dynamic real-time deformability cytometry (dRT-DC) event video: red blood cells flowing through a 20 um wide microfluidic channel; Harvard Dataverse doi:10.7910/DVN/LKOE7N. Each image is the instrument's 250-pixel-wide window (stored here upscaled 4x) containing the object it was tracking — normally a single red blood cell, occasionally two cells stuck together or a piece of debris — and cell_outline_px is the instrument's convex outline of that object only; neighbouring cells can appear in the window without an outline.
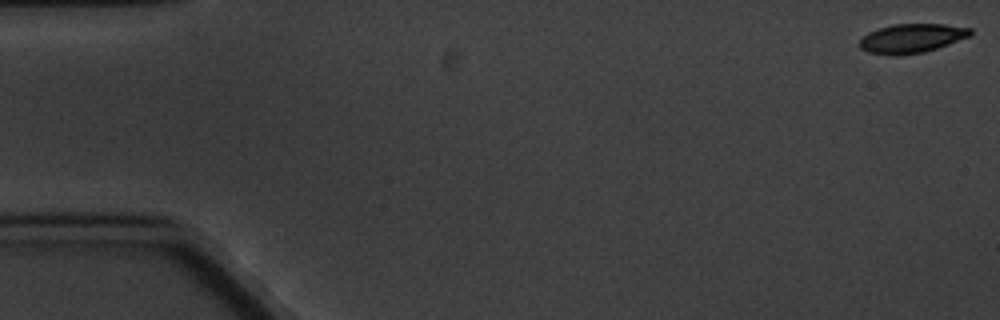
{"species": "common noctule bat (a hibernating species)", "species_latin": "Nyctalus noctula", "temperature_condition": "cold", "stored_images_in_passage": 5, "camera_frame_rate_fps": 3000, "um_per_image_px": 0.085, "animal": {"sex": "male", "body_mass_g": 20.1, "forearm_length_mm": 53.5}, "frame": {"image": 1, "passage_image": 1, "time_ms": 0.0, "image_size_px": [1000, 320], "cell_outline_px": [[972, 36], [924, 52], [896, 56], [892, 56], [868, 52], [860, 48], [860, 40], [868, 32], [880, 28], [896, 24], [944, 24], [972, 28]], "centroid_in_image_um": [77.52, 3.26], "position_along_channel_um": 7.5, "area_um2": 18.79}}